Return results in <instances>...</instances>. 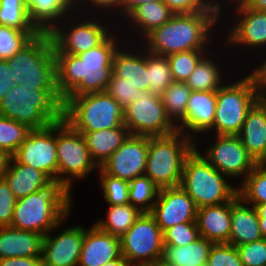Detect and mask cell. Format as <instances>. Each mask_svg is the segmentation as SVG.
<instances>
[{
  "label": "cell",
  "instance_id": "2e32d148",
  "mask_svg": "<svg viewBox=\"0 0 266 266\" xmlns=\"http://www.w3.org/2000/svg\"><path fill=\"white\" fill-rule=\"evenodd\" d=\"M148 155V136L129 135L100 168L126 181L143 176Z\"/></svg>",
  "mask_w": 266,
  "mask_h": 266
},
{
  "label": "cell",
  "instance_id": "52a82bcc",
  "mask_svg": "<svg viewBox=\"0 0 266 266\" xmlns=\"http://www.w3.org/2000/svg\"><path fill=\"white\" fill-rule=\"evenodd\" d=\"M63 118L79 132L112 129L124 124V108L106 91L87 93L63 103Z\"/></svg>",
  "mask_w": 266,
  "mask_h": 266
},
{
  "label": "cell",
  "instance_id": "8d00e7d4",
  "mask_svg": "<svg viewBox=\"0 0 266 266\" xmlns=\"http://www.w3.org/2000/svg\"><path fill=\"white\" fill-rule=\"evenodd\" d=\"M160 188L147 176L143 175L129 181V202L141 212H150Z\"/></svg>",
  "mask_w": 266,
  "mask_h": 266
},
{
  "label": "cell",
  "instance_id": "94428289",
  "mask_svg": "<svg viewBox=\"0 0 266 266\" xmlns=\"http://www.w3.org/2000/svg\"><path fill=\"white\" fill-rule=\"evenodd\" d=\"M128 266H154L151 263H128Z\"/></svg>",
  "mask_w": 266,
  "mask_h": 266
},
{
  "label": "cell",
  "instance_id": "11a10c76",
  "mask_svg": "<svg viewBox=\"0 0 266 266\" xmlns=\"http://www.w3.org/2000/svg\"><path fill=\"white\" fill-rule=\"evenodd\" d=\"M255 208L258 213L259 227L262 237L266 239V203L258 204Z\"/></svg>",
  "mask_w": 266,
  "mask_h": 266
},
{
  "label": "cell",
  "instance_id": "30bf717a",
  "mask_svg": "<svg viewBox=\"0 0 266 266\" xmlns=\"http://www.w3.org/2000/svg\"><path fill=\"white\" fill-rule=\"evenodd\" d=\"M56 153L57 183L63 185L70 193L73 178H84L94 168L99 169L91 158L84 136L64 118L56 121Z\"/></svg>",
  "mask_w": 266,
  "mask_h": 266
},
{
  "label": "cell",
  "instance_id": "6da1fadb",
  "mask_svg": "<svg viewBox=\"0 0 266 266\" xmlns=\"http://www.w3.org/2000/svg\"><path fill=\"white\" fill-rule=\"evenodd\" d=\"M111 32L98 46L73 54H54L59 100L87 93L104 92L112 75L113 56L119 48Z\"/></svg>",
  "mask_w": 266,
  "mask_h": 266
},
{
  "label": "cell",
  "instance_id": "ba28073f",
  "mask_svg": "<svg viewBox=\"0 0 266 266\" xmlns=\"http://www.w3.org/2000/svg\"><path fill=\"white\" fill-rule=\"evenodd\" d=\"M14 85L30 88H57L54 47L49 33H39L8 60Z\"/></svg>",
  "mask_w": 266,
  "mask_h": 266
},
{
  "label": "cell",
  "instance_id": "db71d44e",
  "mask_svg": "<svg viewBox=\"0 0 266 266\" xmlns=\"http://www.w3.org/2000/svg\"><path fill=\"white\" fill-rule=\"evenodd\" d=\"M79 1H81L80 3H79ZM85 1H87V2H89L91 5H92V8H93V6H96V8H100V10H102V8L103 9H105V10H107V9H109V11H111L112 12V10L111 9H117V4H118V1L119 0H85ZM84 2V0H74V3H75V9L77 10V11H79L78 10V8L80 7V6H82L81 4ZM92 2V3H91ZM79 3V4H78ZM108 7V8H107ZM111 8V9H110Z\"/></svg>",
  "mask_w": 266,
  "mask_h": 266
},
{
  "label": "cell",
  "instance_id": "680465c9",
  "mask_svg": "<svg viewBox=\"0 0 266 266\" xmlns=\"http://www.w3.org/2000/svg\"><path fill=\"white\" fill-rule=\"evenodd\" d=\"M231 2H238L236 5L243 4L246 0H230ZM208 4L212 8V10L216 11L220 15V11H222V5H220L218 0H207Z\"/></svg>",
  "mask_w": 266,
  "mask_h": 266
},
{
  "label": "cell",
  "instance_id": "4316f807",
  "mask_svg": "<svg viewBox=\"0 0 266 266\" xmlns=\"http://www.w3.org/2000/svg\"><path fill=\"white\" fill-rule=\"evenodd\" d=\"M4 179L16 200L48 188L53 183L42 171L30 165L18 163L13 157H11Z\"/></svg>",
  "mask_w": 266,
  "mask_h": 266
},
{
  "label": "cell",
  "instance_id": "74e56055",
  "mask_svg": "<svg viewBox=\"0 0 266 266\" xmlns=\"http://www.w3.org/2000/svg\"><path fill=\"white\" fill-rule=\"evenodd\" d=\"M39 33L38 30H17L0 25V60L12 58Z\"/></svg>",
  "mask_w": 266,
  "mask_h": 266
},
{
  "label": "cell",
  "instance_id": "7bdbcfd3",
  "mask_svg": "<svg viewBox=\"0 0 266 266\" xmlns=\"http://www.w3.org/2000/svg\"><path fill=\"white\" fill-rule=\"evenodd\" d=\"M200 237L196 222H186L174 225L163 232L164 245L184 246Z\"/></svg>",
  "mask_w": 266,
  "mask_h": 266
},
{
  "label": "cell",
  "instance_id": "d6986e66",
  "mask_svg": "<svg viewBox=\"0 0 266 266\" xmlns=\"http://www.w3.org/2000/svg\"><path fill=\"white\" fill-rule=\"evenodd\" d=\"M216 102L217 91H192L190 94L185 118L176 128L177 131L194 139L195 146L197 143L196 134H203L206 131L209 133L213 127ZM192 132L194 135L191 134Z\"/></svg>",
  "mask_w": 266,
  "mask_h": 266
},
{
  "label": "cell",
  "instance_id": "9a60e30c",
  "mask_svg": "<svg viewBox=\"0 0 266 266\" xmlns=\"http://www.w3.org/2000/svg\"><path fill=\"white\" fill-rule=\"evenodd\" d=\"M91 19V20H90ZM84 21L82 19L69 25L70 28L64 30L58 27V23L49 32L54 47V54H73L78 55L98 46L112 31L109 26H105L101 20L92 19ZM76 23V24H75Z\"/></svg>",
  "mask_w": 266,
  "mask_h": 266
},
{
  "label": "cell",
  "instance_id": "f1b7e54d",
  "mask_svg": "<svg viewBox=\"0 0 266 266\" xmlns=\"http://www.w3.org/2000/svg\"><path fill=\"white\" fill-rule=\"evenodd\" d=\"M80 133L84 136L91 158L98 167L105 163L130 135L124 124L117 128Z\"/></svg>",
  "mask_w": 266,
  "mask_h": 266
},
{
  "label": "cell",
  "instance_id": "603a6c76",
  "mask_svg": "<svg viewBox=\"0 0 266 266\" xmlns=\"http://www.w3.org/2000/svg\"><path fill=\"white\" fill-rule=\"evenodd\" d=\"M196 224L200 236L213 243H229L231 201L198 208Z\"/></svg>",
  "mask_w": 266,
  "mask_h": 266
},
{
  "label": "cell",
  "instance_id": "ab89813d",
  "mask_svg": "<svg viewBox=\"0 0 266 266\" xmlns=\"http://www.w3.org/2000/svg\"><path fill=\"white\" fill-rule=\"evenodd\" d=\"M206 50H189L167 56L174 82H186Z\"/></svg>",
  "mask_w": 266,
  "mask_h": 266
},
{
  "label": "cell",
  "instance_id": "7dc6e473",
  "mask_svg": "<svg viewBox=\"0 0 266 266\" xmlns=\"http://www.w3.org/2000/svg\"><path fill=\"white\" fill-rule=\"evenodd\" d=\"M15 197L4 178L0 179V227L11 225Z\"/></svg>",
  "mask_w": 266,
  "mask_h": 266
},
{
  "label": "cell",
  "instance_id": "4dcf8cb0",
  "mask_svg": "<svg viewBox=\"0 0 266 266\" xmlns=\"http://www.w3.org/2000/svg\"><path fill=\"white\" fill-rule=\"evenodd\" d=\"M173 15L170 8L162 0H158L139 5L126 18L132 26H137L141 36L145 37L153 29L165 24Z\"/></svg>",
  "mask_w": 266,
  "mask_h": 266
},
{
  "label": "cell",
  "instance_id": "1f68e13d",
  "mask_svg": "<svg viewBox=\"0 0 266 266\" xmlns=\"http://www.w3.org/2000/svg\"><path fill=\"white\" fill-rule=\"evenodd\" d=\"M142 212L131 203L125 205H109L106 218L96 221L95 225L104 232L121 238L135 223Z\"/></svg>",
  "mask_w": 266,
  "mask_h": 266
},
{
  "label": "cell",
  "instance_id": "bcb514c9",
  "mask_svg": "<svg viewBox=\"0 0 266 266\" xmlns=\"http://www.w3.org/2000/svg\"><path fill=\"white\" fill-rule=\"evenodd\" d=\"M243 266H266V239L236 246Z\"/></svg>",
  "mask_w": 266,
  "mask_h": 266
},
{
  "label": "cell",
  "instance_id": "6125c7cd",
  "mask_svg": "<svg viewBox=\"0 0 266 266\" xmlns=\"http://www.w3.org/2000/svg\"><path fill=\"white\" fill-rule=\"evenodd\" d=\"M258 101L265 107L266 110V98H258Z\"/></svg>",
  "mask_w": 266,
  "mask_h": 266
},
{
  "label": "cell",
  "instance_id": "91938a15",
  "mask_svg": "<svg viewBox=\"0 0 266 266\" xmlns=\"http://www.w3.org/2000/svg\"><path fill=\"white\" fill-rule=\"evenodd\" d=\"M103 266H128V262L125 259H115V260L109 261Z\"/></svg>",
  "mask_w": 266,
  "mask_h": 266
},
{
  "label": "cell",
  "instance_id": "7402d4cb",
  "mask_svg": "<svg viewBox=\"0 0 266 266\" xmlns=\"http://www.w3.org/2000/svg\"><path fill=\"white\" fill-rule=\"evenodd\" d=\"M259 218L254 206L249 205L237 194L231 200V232L229 244L240 246L262 239Z\"/></svg>",
  "mask_w": 266,
  "mask_h": 266
},
{
  "label": "cell",
  "instance_id": "4fadbf2b",
  "mask_svg": "<svg viewBox=\"0 0 266 266\" xmlns=\"http://www.w3.org/2000/svg\"><path fill=\"white\" fill-rule=\"evenodd\" d=\"M56 122L47 127L31 129L22 145L12 155L21 164L45 173L57 183Z\"/></svg>",
  "mask_w": 266,
  "mask_h": 266
},
{
  "label": "cell",
  "instance_id": "8992f818",
  "mask_svg": "<svg viewBox=\"0 0 266 266\" xmlns=\"http://www.w3.org/2000/svg\"><path fill=\"white\" fill-rule=\"evenodd\" d=\"M225 177L202 157L196 146L184 161L180 186L198 208L219 205L238 194V188L231 186Z\"/></svg>",
  "mask_w": 266,
  "mask_h": 266
},
{
  "label": "cell",
  "instance_id": "e575fe53",
  "mask_svg": "<svg viewBox=\"0 0 266 266\" xmlns=\"http://www.w3.org/2000/svg\"><path fill=\"white\" fill-rule=\"evenodd\" d=\"M239 197L248 205L266 203V165L257 162L252 172L240 182Z\"/></svg>",
  "mask_w": 266,
  "mask_h": 266
},
{
  "label": "cell",
  "instance_id": "9c48e42d",
  "mask_svg": "<svg viewBox=\"0 0 266 266\" xmlns=\"http://www.w3.org/2000/svg\"><path fill=\"white\" fill-rule=\"evenodd\" d=\"M257 100L255 85L249 74L237 82L223 84L217 90L214 123L209 131L216 130V135H239L248 110Z\"/></svg>",
  "mask_w": 266,
  "mask_h": 266
},
{
  "label": "cell",
  "instance_id": "c3c4849f",
  "mask_svg": "<svg viewBox=\"0 0 266 266\" xmlns=\"http://www.w3.org/2000/svg\"><path fill=\"white\" fill-rule=\"evenodd\" d=\"M174 14L216 12L207 0H162Z\"/></svg>",
  "mask_w": 266,
  "mask_h": 266
},
{
  "label": "cell",
  "instance_id": "e0dca14e",
  "mask_svg": "<svg viewBox=\"0 0 266 266\" xmlns=\"http://www.w3.org/2000/svg\"><path fill=\"white\" fill-rule=\"evenodd\" d=\"M198 207L181 187L162 188L149 212L164 232L174 225L196 222Z\"/></svg>",
  "mask_w": 266,
  "mask_h": 266
},
{
  "label": "cell",
  "instance_id": "cb8c5ba5",
  "mask_svg": "<svg viewBox=\"0 0 266 266\" xmlns=\"http://www.w3.org/2000/svg\"><path fill=\"white\" fill-rule=\"evenodd\" d=\"M43 235L12 226L0 227V259L41 257Z\"/></svg>",
  "mask_w": 266,
  "mask_h": 266
},
{
  "label": "cell",
  "instance_id": "5b68a950",
  "mask_svg": "<svg viewBox=\"0 0 266 266\" xmlns=\"http://www.w3.org/2000/svg\"><path fill=\"white\" fill-rule=\"evenodd\" d=\"M194 148L195 141L179 131L167 136H148L144 175L160 189L180 186L184 161Z\"/></svg>",
  "mask_w": 266,
  "mask_h": 266
},
{
  "label": "cell",
  "instance_id": "f546056e",
  "mask_svg": "<svg viewBox=\"0 0 266 266\" xmlns=\"http://www.w3.org/2000/svg\"><path fill=\"white\" fill-rule=\"evenodd\" d=\"M213 242L200 236L194 242L184 246L164 245L162 266H203L208 262V256Z\"/></svg>",
  "mask_w": 266,
  "mask_h": 266
},
{
  "label": "cell",
  "instance_id": "60d3db41",
  "mask_svg": "<svg viewBox=\"0 0 266 266\" xmlns=\"http://www.w3.org/2000/svg\"><path fill=\"white\" fill-rule=\"evenodd\" d=\"M30 130L27 125L0 115V148L13 155Z\"/></svg>",
  "mask_w": 266,
  "mask_h": 266
},
{
  "label": "cell",
  "instance_id": "f35d334b",
  "mask_svg": "<svg viewBox=\"0 0 266 266\" xmlns=\"http://www.w3.org/2000/svg\"><path fill=\"white\" fill-rule=\"evenodd\" d=\"M148 91L161 96L174 81L170 64L166 56H159L148 52Z\"/></svg>",
  "mask_w": 266,
  "mask_h": 266
},
{
  "label": "cell",
  "instance_id": "836d02e7",
  "mask_svg": "<svg viewBox=\"0 0 266 266\" xmlns=\"http://www.w3.org/2000/svg\"><path fill=\"white\" fill-rule=\"evenodd\" d=\"M191 92L185 82H173L161 95L166 115L175 126L185 118Z\"/></svg>",
  "mask_w": 266,
  "mask_h": 266
},
{
  "label": "cell",
  "instance_id": "ffe728a7",
  "mask_svg": "<svg viewBox=\"0 0 266 266\" xmlns=\"http://www.w3.org/2000/svg\"><path fill=\"white\" fill-rule=\"evenodd\" d=\"M239 15V21L232 25L228 31L226 43L231 45L253 47H265L266 45V12L247 8L244 4L235 8ZM242 17V18H241Z\"/></svg>",
  "mask_w": 266,
  "mask_h": 266
},
{
  "label": "cell",
  "instance_id": "277c9868",
  "mask_svg": "<svg viewBox=\"0 0 266 266\" xmlns=\"http://www.w3.org/2000/svg\"><path fill=\"white\" fill-rule=\"evenodd\" d=\"M0 115L27 125L44 128L63 118V103L57 88H30L14 85L0 101Z\"/></svg>",
  "mask_w": 266,
  "mask_h": 266
},
{
  "label": "cell",
  "instance_id": "8fae6325",
  "mask_svg": "<svg viewBox=\"0 0 266 266\" xmlns=\"http://www.w3.org/2000/svg\"><path fill=\"white\" fill-rule=\"evenodd\" d=\"M121 255L128 263L160 264L163 231L149 212H142L120 238Z\"/></svg>",
  "mask_w": 266,
  "mask_h": 266
},
{
  "label": "cell",
  "instance_id": "ee69618b",
  "mask_svg": "<svg viewBox=\"0 0 266 266\" xmlns=\"http://www.w3.org/2000/svg\"><path fill=\"white\" fill-rule=\"evenodd\" d=\"M105 91L123 108L128 106L131 102L137 101L139 93L141 92V90L134 88L127 79L114 77L113 75H111Z\"/></svg>",
  "mask_w": 266,
  "mask_h": 266
},
{
  "label": "cell",
  "instance_id": "6f0895ef",
  "mask_svg": "<svg viewBox=\"0 0 266 266\" xmlns=\"http://www.w3.org/2000/svg\"><path fill=\"white\" fill-rule=\"evenodd\" d=\"M243 4L247 8L266 12V0H246Z\"/></svg>",
  "mask_w": 266,
  "mask_h": 266
},
{
  "label": "cell",
  "instance_id": "f6af8a7d",
  "mask_svg": "<svg viewBox=\"0 0 266 266\" xmlns=\"http://www.w3.org/2000/svg\"><path fill=\"white\" fill-rule=\"evenodd\" d=\"M207 264L209 266H243L236 246L229 243H213Z\"/></svg>",
  "mask_w": 266,
  "mask_h": 266
},
{
  "label": "cell",
  "instance_id": "681fc988",
  "mask_svg": "<svg viewBox=\"0 0 266 266\" xmlns=\"http://www.w3.org/2000/svg\"><path fill=\"white\" fill-rule=\"evenodd\" d=\"M255 85L258 98H266V60L249 73Z\"/></svg>",
  "mask_w": 266,
  "mask_h": 266
},
{
  "label": "cell",
  "instance_id": "d4e9b609",
  "mask_svg": "<svg viewBox=\"0 0 266 266\" xmlns=\"http://www.w3.org/2000/svg\"><path fill=\"white\" fill-rule=\"evenodd\" d=\"M238 136L256 162L266 159V110L258 100L248 110Z\"/></svg>",
  "mask_w": 266,
  "mask_h": 266
},
{
  "label": "cell",
  "instance_id": "f5cc1de1",
  "mask_svg": "<svg viewBox=\"0 0 266 266\" xmlns=\"http://www.w3.org/2000/svg\"><path fill=\"white\" fill-rule=\"evenodd\" d=\"M151 1L158 0H119L117 4V12H120L119 14L125 15V17H127L139 5L150 3ZM118 9L120 11H118Z\"/></svg>",
  "mask_w": 266,
  "mask_h": 266
},
{
  "label": "cell",
  "instance_id": "ac0fdd59",
  "mask_svg": "<svg viewBox=\"0 0 266 266\" xmlns=\"http://www.w3.org/2000/svg\"><path fill=\"white\" fill-rule=\"evenodd\" d=\"M85 228L71 226L54 237L49 232L43 236L42 266H78Z\"/></svg>",
  "mask_w": 266,
  "mask_h": 266
},
{
  "label": "cell",
  "instance_id": "7c38bea8",
  "mask_svg": "<svg viewBox=\"0 0 266 266\" xmlns=\"http://www.w3.org/2000/svg\"><path fill=\"white\" fill-rule=\"evenodd\" d=\"M124 125L130 135L167 136L177 131L167 117L161 96L141 91L137 101L124 108Z\"/></svg>",
  "mask_w": 266,
  "mask_h": 266
},
{
  "label": "cell",
  "instance_id": "d6a6232c",
  "mask_svg": "<svg viewBox=\"0 0 266 266\" xmlns=\"http://www.w3.org/2000/svg\"><path fill=\"white\" fill-rule=\"evenodd\" d=\"M213 61L214 59L207 55L199 61L185 82L191 91H217L224 84L221 80L223 75L220 74V67Z\"/></svg>",
  "mask_w": 266,
  "mask_h": 266
},
{
  "label": "cell",
  "instance_id": "9f6ffc18",
  "mask_svg": "<svg viewBox=\"0 0 266 266\" xmlns=\"http://www.w3.org/2000/svg\"><path fill=\"white\" fill-rule=\"evenodd\" d=\"M12 155L0 148V179L4 178L9 166Z\"/></svg>",
  "mask_w": 266,
  "mask_h": 266
},
{
  "label": "cell",
  "instance_id": "83f0119b",
  "mask_svg": "<svg viewBox=\"0 0 266 266\" xmlns=\"http://www.w3.org/2000/svg\"><path fill=\"white\" fill-rule=\"evenodd\" d=\"M26 1L28 4L29 20L40 33H49L57 25V22L66 21L67 16H71L69 11L72 13L73 11L77 12L75 11L74 0Z\"/></svg>",
  "mask_w": 266,
  "mask_h": 266
},
{
  "label": "cell",
  "instance_id": "d590c367",
  "mask_svg": "<svg viewBox=\"0 0 266 266\" xmlns=\"http://www.w3.org/2000/svg\"><path fill=\"white\" fill-rule=\"evenodd\" d=\"M0 25L17 30H37L29 20L26 0H0Z\"/></svg>",
  "mask_w": 266,
  "mask_h": 266
},
{
  "label": "cell",
  "instance_id": "7a4b0ae2",
  "mask_svg": "<svg viewBox=\"0 0 266 266\" xmlns=\"http://www.w3.org/2000/svg\"><path fill=\"white\" fill-rule=\"evenodd\" d=\"M219 17L217 12L174 14L165 24L147 34L145 39L140 38L144 40L143 46H147L145 50L159 56L208 50L207 42L212 38L211 30L217 26Z\"/></svg>",
  "mask_w": 266,
  "mask_h": 266
},
{
  "label": "cell",
  "instance_id": "3957f363",
  "mask_svg": "<svg viewBox=\"0 0 266 266\" xmlns=\"http://www.w3.org/2000/svg\"><path fill=\"white\" fill-rule=\"evenodd\" d=\"M71 194L63 185L53 182L48 188L17 199L10 226L43 236L55 231L70 215Z\"/></svg>",
  "mask_w": 266,
  "mask_h": 266
},
{
  "label": "cell",
  "instance_id": "5bb4252c",
  "mask_svg": "<svg viewBox=\"0 0 266 266\" xmlns=\"http://www.w3.org/2000/svg\"><path fill=\"white\" fill-rule=\"evenodd\" d=\"M216 141L202 157L228 178L241 177L243 180L252 172L257 162L248 153L238 135H216ZM245 176V177H244Z\"/></svg>",
  "mask_w": 266,
  "mask_h": 266
},
{
  "label": "cell",
  "instance_id": "816d5d0a",
  "mask_svg": "<svg viewBox=\"0 0 266 266\" xmlns=\"http://www.w3.org/2000/svg\"><path fill=\"white\" fill-rule=\"evenodd\" d=\"M0 266H42L41 257H12L0 259Z\"/></svg>",
  "mask_w": 266,
  "mask_h": 266
},
{
  "label": "cell",
  "instance_id": "484cf974",
  "mask_svg": "<svg viewBox=\"0 0 266 266\" xmlns=\"http://www.w3.org/2000/svg\"><path fill=\"white\" fill-rule=\"evenodd\" d=\"M126 51V49L124 50L119 47L115 52L113 56L112 75L127 79L138 90L148 91V51L144 50V53L140 52L141 54L134 53V49L133 51Z\"/></svg>",
  "mask_w": 266,
  "mask_h": 266
},
{
  "label": "cell",
  "instance_id": "f907efd6",
  "mask_svg": "<svg viewBox=\"0 0 266 266\" xmlns=\"http://www.w3.org/2000/svg\"><path fill=\"white\" fill-rule=\"evenodd\" d=\"M13 70L9 68L8 60H0V101L5 94L14 86Z\"/></svg>",
  "mask_w": 266,
  "mask_h": 266
},
{
  "label": "cell",
  "instance_id": "b9f144b4",
  "mask_svg": "<svg viewBox=\"0 0 266 266\" xmlns=\"http://www.w3.org/2000/svg\"><path fill=\"white\" fill-rule=\"evenodd\" d=\"M100 189L109 205H125L129 202V181L110 176L100 167Z\"/></svg>",
  "mask_w": 266,
  "mask_h": 266
},
{
  "label": "cell",
  "instance_id": "44dd1931",
  "mask_svg": "<svg viewBox=\"0 0 266 266\" xmlns=\"http://www.w3.org/2000/svg\"><path fill=\"white\" fill-rule=\"evenodd\" d=\"M115 259H124L120 238L102 231L95 224L86 229L78 266H103Z\"/></svg>",
  "mask_w": 266,
  "mask_h": 266
}]
</instances>
